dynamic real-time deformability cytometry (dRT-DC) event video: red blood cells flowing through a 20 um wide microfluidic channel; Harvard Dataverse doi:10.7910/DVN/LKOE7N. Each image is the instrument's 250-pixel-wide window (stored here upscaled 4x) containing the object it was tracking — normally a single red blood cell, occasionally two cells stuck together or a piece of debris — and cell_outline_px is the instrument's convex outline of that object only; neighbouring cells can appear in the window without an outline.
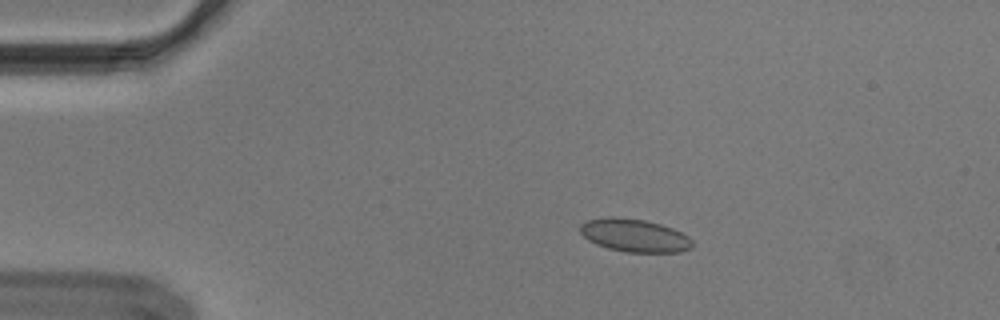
{"species": "Egyptian fruit bat (a non-hibernating species)", "species_latin": "Rousettus aegyptiacus", "temperature_condition": "cold", "stored_images_in_passage": 15, "camera_frame_rate_fps": 3000, "um_per_image_px": 0.085, "animal": {"sex": "male"}, "frame": {"image": 1, "passage_image": 10, "time_ms": 3.0, "image_size_px": [1000, 320], "cell_outline_px": [[692, 248], [680, 252], [628, 252], [608, 248], [596, 244], [588, 240], [580, 232], [580, 224], [584, 220], [608, 216], [612, 216], [644, 220], [660, 224], [672, 228], [688, 236], [692, 240]], "centroid_in_image_um": [53.9, 20.0], "position_along_channel_um": 31.1, "area_um2": 21.62}}